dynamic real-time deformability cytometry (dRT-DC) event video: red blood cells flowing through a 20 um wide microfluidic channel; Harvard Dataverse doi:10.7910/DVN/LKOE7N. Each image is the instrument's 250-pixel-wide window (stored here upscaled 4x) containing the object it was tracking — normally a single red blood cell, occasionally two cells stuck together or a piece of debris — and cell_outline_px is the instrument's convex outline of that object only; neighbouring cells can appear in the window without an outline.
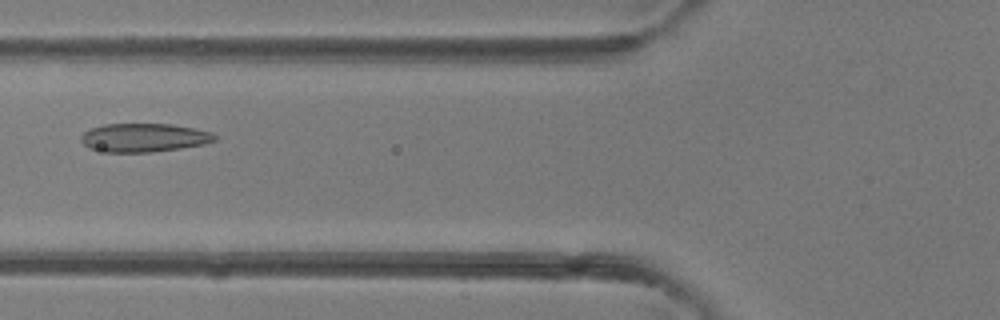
{"species": "common noctule bat (a hibernating species)", "species_latin": "Nyctalus noctula", "temperature_condition": "room temperature", "stored_images_in_passage": 5, "camera_frame_rate_fps": 3000, "um_per_image_px": 0.085, "animal": {"sex": "female"}, "frame": {"image": 1, "passage_image": 5, "time_ms": 4.333, "image_size_px": [1000, 320], "cell_outline_px": [[216, 140], [204, 144], [180, 148], [152, 152], [108, 152], [88, 148], [80, 140], [80, 136], [84, 132], [92, 128], [104, 124], [172, 124], [212, 132], [216, 136]], "centroid_in_image_um": [12.22, 11.7], "position_along_channel_um": 113.6, "area_um2": 22.2}}